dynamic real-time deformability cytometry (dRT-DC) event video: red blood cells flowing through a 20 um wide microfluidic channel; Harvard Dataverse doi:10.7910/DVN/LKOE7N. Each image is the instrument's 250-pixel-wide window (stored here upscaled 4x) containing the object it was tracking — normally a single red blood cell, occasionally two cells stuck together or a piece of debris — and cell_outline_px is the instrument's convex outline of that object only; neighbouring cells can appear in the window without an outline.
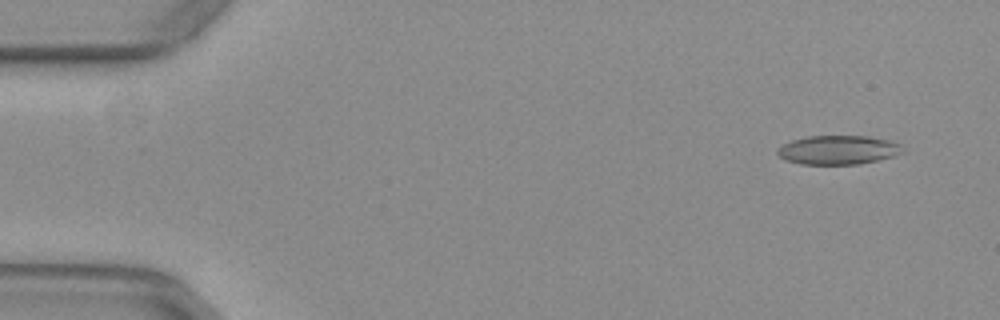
{"species": "common noctule bat (a hibernating species)", "species_latin": "Nyctalus noctula", "temperature_condition": "warm", "stored_images_in_passage": 50, "camera_frame_rate_fps": 3000, "um_per_image_px": 0.085, "animal": {"sex": "female", "body_mass_g": 29.2, "forearm_length_mm": 56.3}, "frame": {"image": 1, "passage_image": 1, "time_ms": 0.0, "image_size_px": [1000, 320], "cell_outline_px": [[904, 152], [880, 160], [860, 164], [800, 164], [784, 160], [776, 152], [776, 148], [792, 140], [808, 136], [868, 136], [892, 140], [900, 144]], "centroid_in_image_um": [71.25, 12.74], "position_along_channel_um": 13.8, "area_um2": 21.33}}
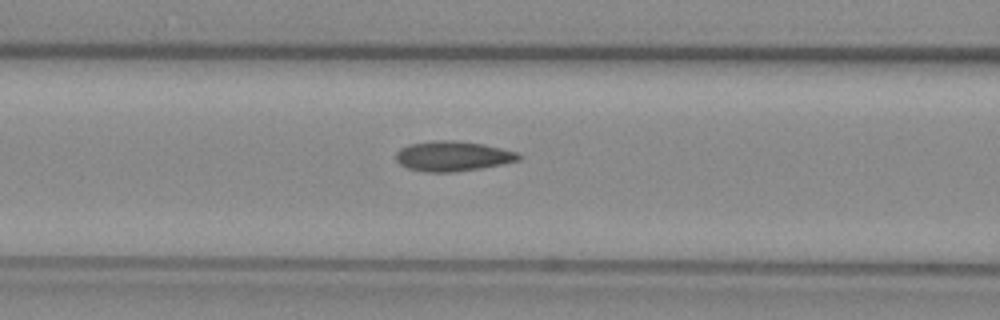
{"frame": {"image": 2, "passage_image": 19, "time_ms": 6.0, "image_size_px": [1000, 320], "cell_outline_px": [[524, 156], [520, 160], [504, 164], [456, 172], [424, 172], [408, 168], [400, 164], [396, 160], [396, 152], [400, 148], [408, 144], [436, 140], [452, 140], [484, 144], [516, 152]], "centroid_in_image_um": [38.49, 13.27], "position_along_channel_um": 128.1, "area_um2": 21.62}}
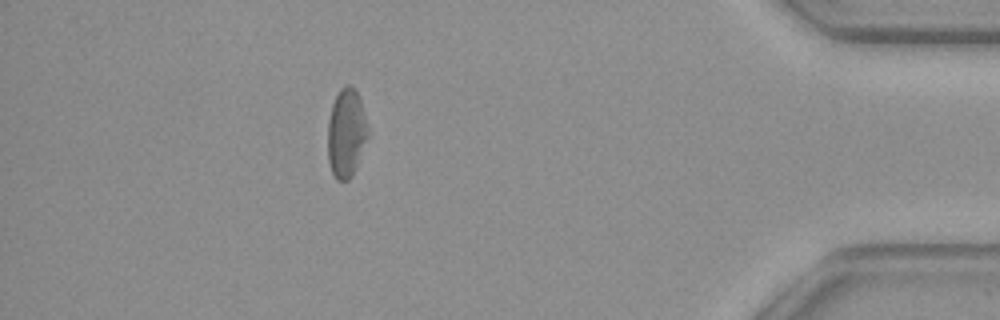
{"frame": {"image": 3, "passage_image": 44, "time_ms": 14.333, "image_size_px": [1000, 320], "cell_outline_px": [[368, 136], [352, 176], [348, 180], [336, 180], [332, 172], [328, 160], [328, 120], [332, 104], [340, 88], [348, 84], [352, 84], [360, 100], [364, 116]], "centroid_in_image_um": [29.4, 11.31], "position_along_channel_um": 405.8, "area_um2": 20.4}, "authors_computed_cell_mechanics": {"area_um2": 21.1548, "velocity_mm_per_s": 3.9392, "shape_relaxation_time_tau1_ms": null, "shape_relaxation_time_tau2_ms": 3.2361, "deformation_change_tau1": null, "deformation_change_tau2": 0.11}}